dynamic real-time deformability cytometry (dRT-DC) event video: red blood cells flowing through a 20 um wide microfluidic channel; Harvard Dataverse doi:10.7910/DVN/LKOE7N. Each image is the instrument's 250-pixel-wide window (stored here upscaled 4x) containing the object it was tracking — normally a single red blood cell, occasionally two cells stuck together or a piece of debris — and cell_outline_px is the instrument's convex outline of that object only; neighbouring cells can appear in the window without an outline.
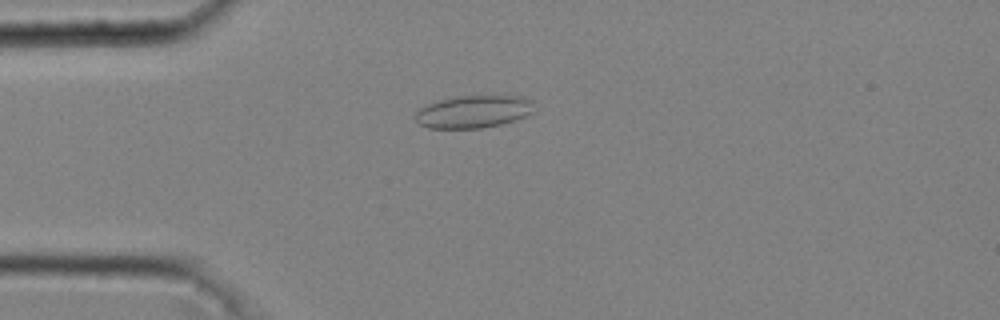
{"species": "common noctule bat (a hibernating species)", "species_latin": "Nyctalus noctula", "temperature_condition": "cold", "stored_images_in_passage": 43, "camera_frame_rate_fps": 3000, "um_per_image_px": 0.085, "animal": {"sex": "male", "body_mass_g": 20.4}, "frame": {"image": 1, "passage_image": 12, "time_ms": 3.667, "image_size_px": [1000, 320], "cell_outline_px": [[536, 112], [516, 120], [500, 124], [480, 128], [428, 128], [420, 124], [416, 120], [416, 112], [420, 108], [428, 104], [440, 100], [456, 96], [524, 96], [532, 100]], "centroid_in_image_um": [40.31, 9.48], "position_along_channel_um": 44.7, "area_um2": 22.6}}
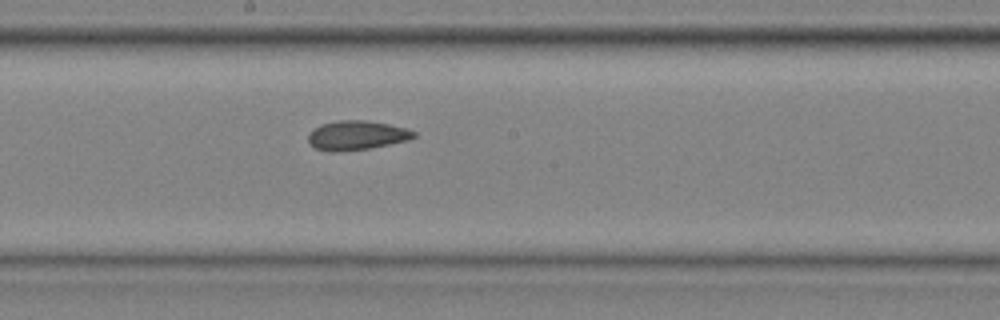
{"frame": {"image": 2, "passage_image": 26, "time_ms": 8.333, "image_size_px": [1000, 320], "cell_outline_px": [[416, 136], [408, 140], [368, 148], [340, 152], [328, 152], [316, 148], [308, 144], [308, 136], [320, 124], [336, 120], [364, 120], [388, 124], [404, 128], [416, 132]], "centroid_in_image_um": [30.28, 11.51], "position_along_channel_um": 217.9, "area_um2": 17.92}}
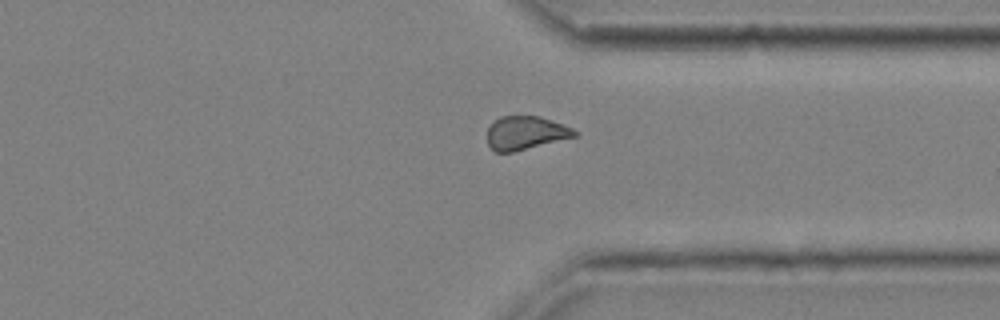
{"frame": {"image": 3, "passage_image": 37, "time_ms": 12.0, "image_size_px": [1000, 320], "cell_outline_px": [[576, 136], [512, 152], [496, 152], [488, 144], [488, 128], [500, 116], [540, 116], [564, 124], [572, 128], [576, 132]], "centroid_in_image_um": [44.67, 11.29], "position_along_channel_um": 366.7, "area_um2": 16.76}, "authors_computed_cell_mechanics": {"area_um2": 18.1492, "velocity_mm_per_s": 4.0668, "shape_relaxation_time_tau1_ms": null, "shape_relaxation_time_tau2_ms": 2.3049, "deformation_change_tau1": null, "deformation_change_tau2": 0.0511}}